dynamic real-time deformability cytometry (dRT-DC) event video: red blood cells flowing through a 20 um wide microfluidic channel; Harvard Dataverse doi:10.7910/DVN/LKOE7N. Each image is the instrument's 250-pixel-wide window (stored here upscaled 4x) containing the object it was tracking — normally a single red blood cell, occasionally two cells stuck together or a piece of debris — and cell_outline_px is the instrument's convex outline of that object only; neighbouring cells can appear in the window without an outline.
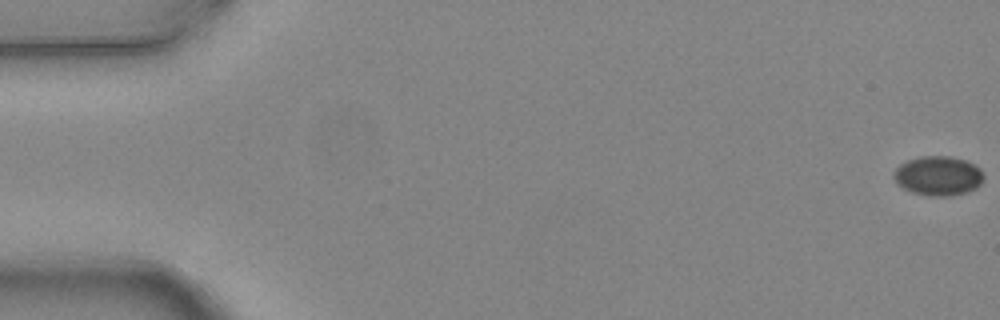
{"species": "common noctule bat (a hibernating species)", "species_latin": "Nyctalus noctula", "temperature_condition": "warm", "stored_images_in_passage": 5, "camera_frame_rate_fps": 3000, "um_per_image_px": 0.085, "animal": {"sex": "female", "body_mass_g": 24.6, "forearm_length_mm": 56.2}, "frame": {"image": 1, "passage_image": 1, "time_ms": 0.0, "image_size_px": [1000, 320], "cell_outline_px": [[984, 176], [980, 184], [976, 188], [964, 192], [948, 196], [928, 196], [912, 192], [896, 184], [892, 176], [892, 172], [900, 164], [908, 160], [920, 156], [948, 156], [964, 160], [980, 168]], "centroid_in_image_um": [79.7, 14.94], "position_along_channel_um": 5.3, "area_um2": 20.63}}
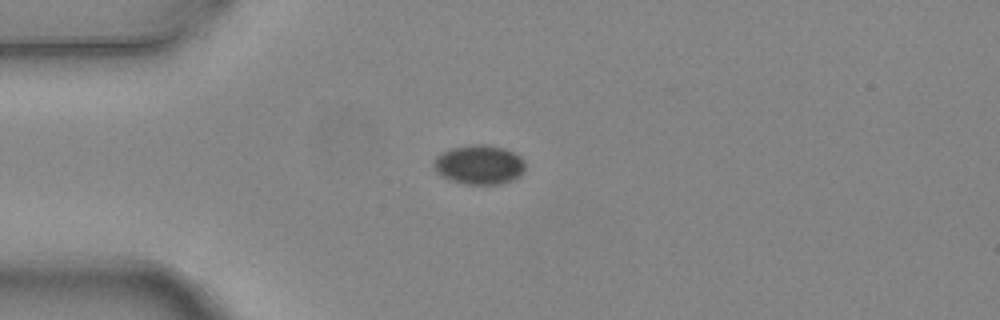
{"frame": {"image": 2, "passage_image": 5, "time_ms": 1.333, "image_size_px": [1000, 320], "cell_outline_px": [[524, 172], [520, 176], [512, 180], [500, 184], [468, 184], [452, 180], [436, 172], [432, 168], [432, 160], [440, 152], [452, 148], [472, 144], [488, 144], [504, 148], [520, 156], [524, 160]], "centroid_in_image_um": [40.71, 13.98], "position_along_channel_um": 44.3, "area_um2": 21.15}}